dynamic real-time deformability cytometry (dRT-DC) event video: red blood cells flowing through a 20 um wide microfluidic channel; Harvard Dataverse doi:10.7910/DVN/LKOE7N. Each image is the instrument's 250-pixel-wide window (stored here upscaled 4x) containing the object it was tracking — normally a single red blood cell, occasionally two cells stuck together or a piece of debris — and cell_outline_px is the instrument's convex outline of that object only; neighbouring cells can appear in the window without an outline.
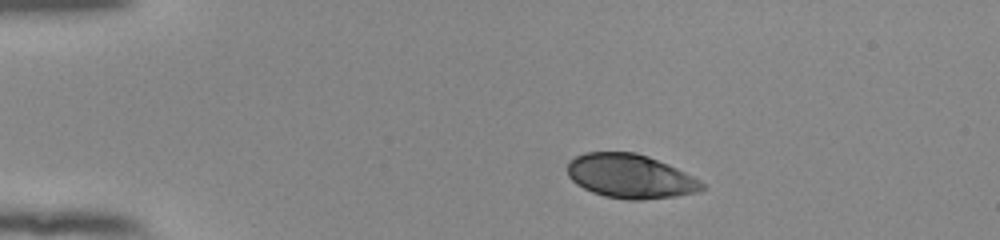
{"species": "human", "species_latin": "Homo sapiens", "temperature_condition": "room temperature", "stored_images_in_passage": 44, "camera_frame_rate_fps": 3000, "um_per_image_px": 0.085, "donor": {"sex": "female"}, "frame": {"image": 1, "passage_image": 1, "time_ms": 0.0, "image_size_px": [1000, 240], "cell_outline_px": [[708, 188], [700, 192], [676, 196], [640, 200], [628, 200], [604, 196], [592, 192], [576, 184], [568, 176], [568, 164], [576, 156], [584, 152], [636, 152], [648, 156], [668, 164], [700, 180]], "centroid_in_image_um": [53.6, 14.99], "position_along_channel_um": 31.4, "area_um2": 34.62}}
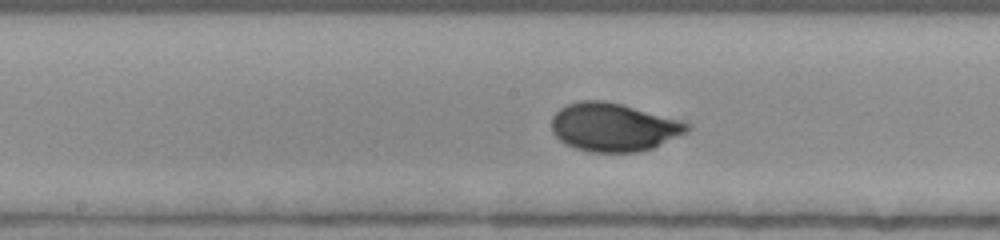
{"frame": {"image": 2, "passage_image": 19, "time_ms": 6.0, "image_size_px": [1000, 240], "cell_outline_px": [[692, 128], [688, 132], [652, 148], [636, 152], [588, 152], [576, 148], [560, 140], [552, 132], [552, 116], [560, 108], [568, 104], [580, 100], [604, 100], [684, 120], [692, 124]], "centroid_in_image_um": [52.19, 10.8], "position_along_channel_um": 196.0, "area_um2": 38.32}}
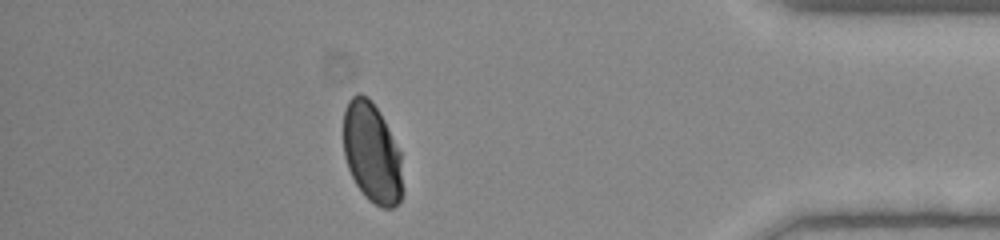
{"frame": {"image": 3, "passage_image": 38, "time_ms": 12.333, "image_size_px": [1000, 240], "cell_outline_px": [[404, 192], [400, 200], [392, 208], [380, 208], [368, 200], [364, 196], [356, 184], [348, 168], [344, 156], [344, 108], [348, 100], [356, 92], [360, 92], [368, 96], [384, 120], [400, 152]], "centroid_in_image_um": [31.62, 13.01], "position_along_channel_um": 403.6, "area_um2": 34.91}, "authors_computed_cell_mechanics": {"area_um2": 36.5874, "velocity_mm_per_s": 3.8528, "shape_relaxation_time_tau1_ms": 3.4978, "shape_relaxation_time_tau2_ms": null, "deformation_change_tau1": 0.142, "deformation_change_tau2": null}}